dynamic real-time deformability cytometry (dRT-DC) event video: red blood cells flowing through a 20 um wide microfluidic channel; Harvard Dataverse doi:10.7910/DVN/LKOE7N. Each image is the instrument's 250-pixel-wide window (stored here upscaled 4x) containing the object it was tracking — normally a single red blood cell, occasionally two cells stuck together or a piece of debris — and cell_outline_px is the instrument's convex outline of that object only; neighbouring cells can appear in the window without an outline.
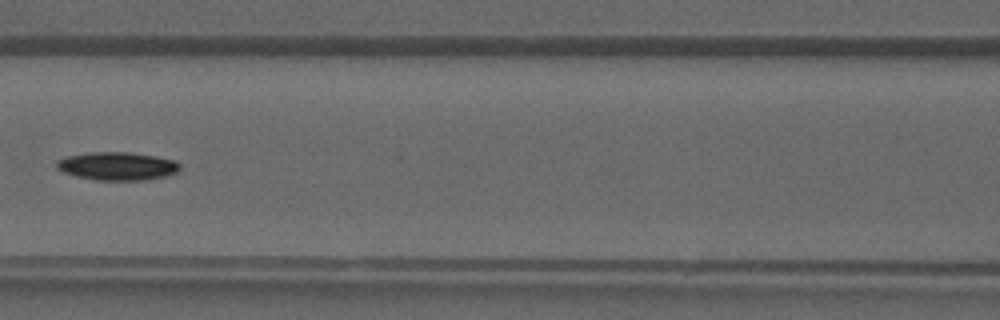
{"species": "common noctule bat (a hibernating species)", "species_latin": "Nyctalus noctula", "temperature_condition": "warm", "stored_images_in_passage": 37, "camera_frame_rate_fps": 3000, "um_per_image_px": 0.085, "animal": {"sex": "male", "forearm_length_mm": 52.5}, "frame": {"image": 1, "passage_image": 16, "time_ms": 5.0, "image_size_px": [1000, 320], "cell_outline_px": [[180, 168], [176, 172], [164, 176], [144, 180], [96, 180], [76, 176], [64, 172], [56, 168], [56, 160], [68, 156], [88, 152], [128, 152], [156, 156], [176, 160], [180, 164]], "centroid_in_image_um": [9.96, 14.11], "position_along_channel_um": 156.6, "area_um2": 20.23}}